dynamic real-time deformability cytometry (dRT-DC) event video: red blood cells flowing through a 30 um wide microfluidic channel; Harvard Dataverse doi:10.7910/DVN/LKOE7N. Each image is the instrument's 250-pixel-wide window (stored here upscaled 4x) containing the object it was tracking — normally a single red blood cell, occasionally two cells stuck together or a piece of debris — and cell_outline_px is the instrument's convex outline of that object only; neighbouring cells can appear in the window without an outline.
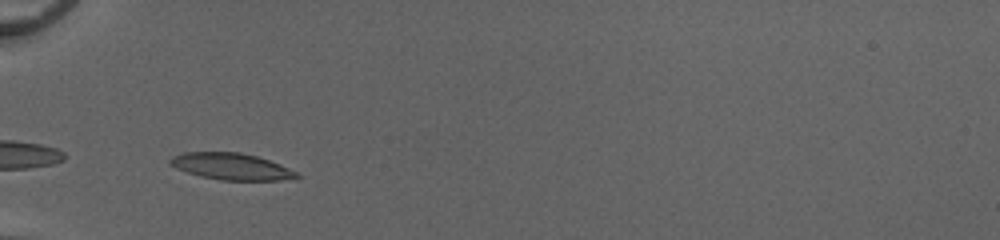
{"species": "common noctule bat (a hibernating species)", "species_latin": "Nyctalus noctula", "temperature_condition": "cold", "stored_images_in_passage": 30, "camera_frame_rate_fps": 3000, "um_per_image_px": 0.085, "animal": {"sex": "female", "body_mass_g": 20.0, "forearm_length_mm": 54.0}, "frame": {"image": 1, "passage_image": 1, "time_ms": 0.0, "image_size_px": [1000, 240], "cell_outline_px": [[300, 176], [280, 180], [220, 180], [200, 176], [176, 168], [168, 164], [168, 160], [172, 156], [184, 152], [240, 152], [256, 156], [280, 164], [296, 172]], "centroid_in_image_um": [19.6, 14.14], "position_along_channel_um": 65.4, "area_um2": 19.48}}
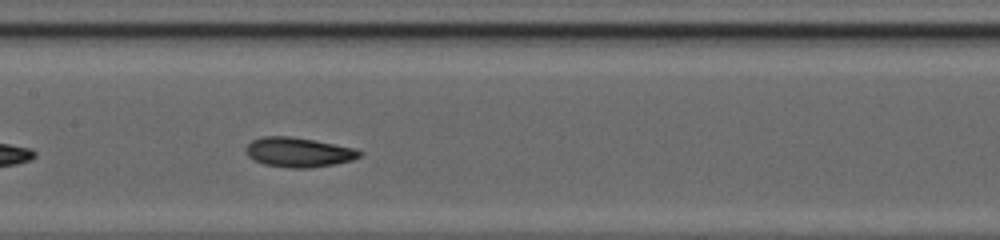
{"frame": {"image": 2, "passage_image": 10, "time_ms": 3.0, "image_size_px": [1000, 240], "cell_outline_px": [[364, 152], [360, 156], [352, 160], [336, 164], [308, 168], [288, 168], [264, 164], [252, 160], [244, 152], [244, 148], [252, 140], [264, 136], [292, 136], [356, 148]], "centroid_in_image_um": [25.36, 12.94], "position_along_channel_um": 182.0, "area_um2": 19.88}}
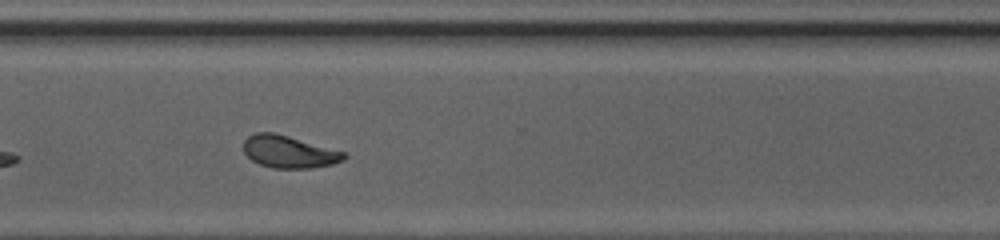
{"frame": {"image": 3, "passage_image": 22, "time_ms": 7.0, "image_size_px": [1000, 240], "cell_outline_px": [[348, 156], [344, 160], [332, 164], [312, 168], [272, 168], [260, 164], [252, 160], [244, 152], [244, 140], [248, 136], [256, 132], [272, 132], [288, 136], [344, 152]], "centroid_in_image_um": [24.55, 12.91], "position_along_channel_um": 346.0, "area_um2": 18.73}, "authors_computed_cell_mechanics": {"area_um2": 19.1607, "velocity_mm_per_s": 4.1188, "shape_relaxation_time_tau1_ms": 5.0836, "shape_relaxation_time_tau2_ms": 2.0811, "deformation_change_tau1": 0.1582, "deformation_change_tau2": 0.0767}}